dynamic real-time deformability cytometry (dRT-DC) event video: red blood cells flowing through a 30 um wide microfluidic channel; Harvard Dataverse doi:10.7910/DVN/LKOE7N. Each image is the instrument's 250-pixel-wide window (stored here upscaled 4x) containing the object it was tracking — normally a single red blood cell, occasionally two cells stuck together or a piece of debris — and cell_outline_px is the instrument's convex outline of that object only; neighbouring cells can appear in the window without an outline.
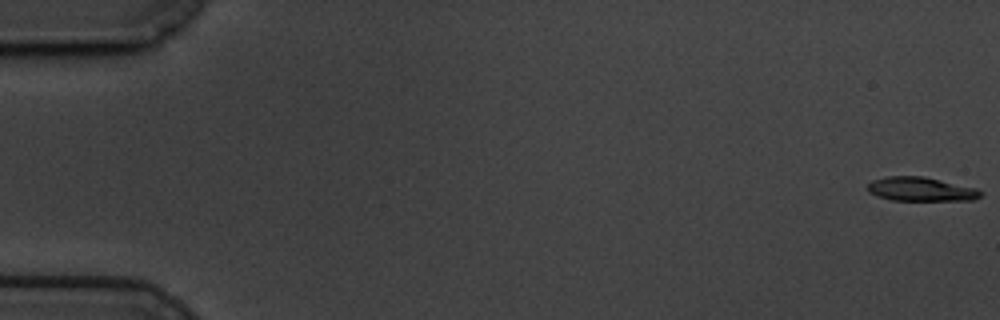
{"species": "common noctule bat (a hibernating species)", "species_latin": "Nyctalus noctula", "temperature_condition": "cold", "stored_images_in_passage": 18, "camera_frame_rate_fps": 3000, "um_per_image_px": 0.085, "animal": {"sex": "male", "body_mass_g": 19.5, "forearm_length_mm": 54.6}, "frame": {"image": 1, "passage_image": 1, "time_ms": 0.0, "image_size_px": [1000, 320], "cell_outline_px": [[984, 192], [976, 200], [892, 200], [876, 196], [868, 192], [868, 184], [872, 180], [888, 176], [924, 176], [976, 188]], "centroid_in_image_um": [78.28, 16.08], "position_along_channel_um": 6.7, "area_um2": 15.84}}
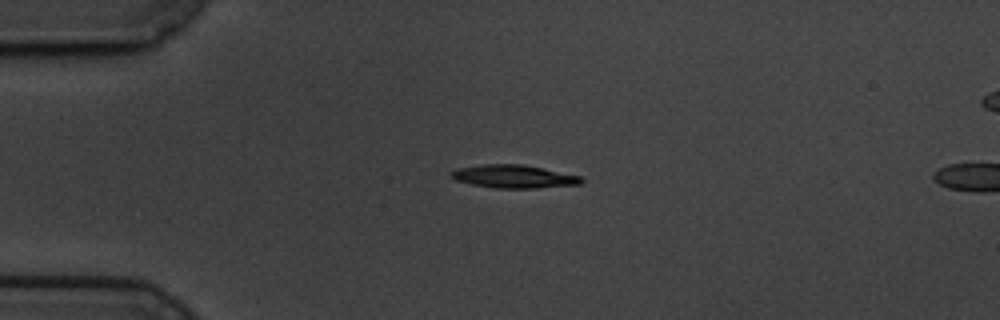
{"frame": {"image": 2, "passage_image": 15, "time_ms": 4.667, "image_size_px": [1000, 320], "cell_outline_px": [[584, 180], [580, 184], [536, 188], [492, 188], [472, 184], [456, 180], [448, 176], [448, 172], [456, 168], [484, 164], [524, 164], [580, 176]], "centroid_in_image_um": [43.61, 14.99], "position_along_channel_um": 41.4, "area_um2": 17.63}}